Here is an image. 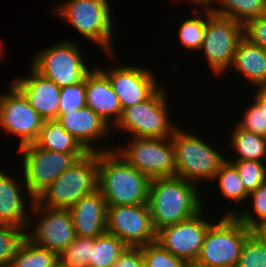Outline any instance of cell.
Listing matches in <instances>:
<instances>
[{"mask_svg":"<svg viewBox=\"0 0 266 267\" xmlns=\"http://www.w3.org/2000/svg\"><path fill=\"white\" fill-rule=\"evenodd\" d=\"M151 179L115 150L98 152V189L107 206L147 204Z\"/></svg>","mask_w":266,"mask_h":267,"instance_id":"1","label":"cell"},{"mask_svg":"<svg viewBox=\"0 0 266 267\" xmlns=\"http://www.w3.org/2000/svg\"><path fill=\"white\" fill-rule=\"evenodd\" d=\"M197 188L196 184L178 176L151 180L147 204L156 232L186 220L202 209Z\"/></svg>","mask_w":266,"mask_h":267,"instance_id":"2","label":"cell"},{"mask_svg":"<svg viewBox=\"0 0 266 267\" xmlns=\"http://www.w3.org/2000/svg\"><path fill=\"white\" fill-rule=\"evenodd\" d=\"M96 189L98 152H89L61 173L34 200L43 207L69 209Z\"/></svg>","mask_w":266,"mask_h":267,"instance_id":"3","label":"cell"},{"mask_svg":"<svg viewBox=\"0 0 266 267\" xmlns=\"http://www.w3.org/2000/svg\"><path fill=\"white\" fill-rule=\"evenodd\" d=\"M252 232L235 215H224L209 226L195 264L236 267L243 244Z\"/></svg>","mask_w":266,"mask_h":267,"instance_id":"4","label":"cell"},{"mask_svg":"<svg viewBox=\"0 0 266 267\" xmlns=\"http://www.w3.org/2000/svg\"><path fill=\"white\" fill-rule=\"evenodd\" d=\"M174 146L176 176L189 182L213 181L221 164L226 160L220 151L206 141L176 128L171 137Z\"/></svg>","mask_w":266,"mask_h":267,"instance_id":"5","label":"cell"},{"mask_svg":"<svg viewBox=\"0 0 266 267\" xmlns=\"http://www.w3.org/2000/svg\"><path fill=\"white\" fill-rule=\"evenodd\" d=\"M64 3L55 8L57 15L68 20L78 32L95 42L103 52H107L108 57H114L111 41L113 21L108 0H74Z\"/></svg>","mask_w":266,"mask_h":267,"instance_id":"6","label":"cell"},{"mask_svg":"<svg viewBox=\"0 0 266 267\" xmlns=\"http://www.w3.org/2000/svg\"><path fill=\"white\" fill-rule=\"evenodd\" d=\"M23 152L22 174L25 193L34 199L61 173L87 153H61L37 147L34 143L19 147Z\"/></svg>","mask_w":266,"mask_h":267,"instance_id":"7","label":"cell"},{"mask_svg":"<svg viewBox=\"0 0 266 267\" xmlns=\"http://www.w3.org/2000/svg\"><path fill=\"white\" fill-rule=\"evenodd\" d=\"M165 89L160 87L149 99L122 109L115 127L133 137L171 138L177 126L168 115Z\"/></svg>","mask_w":266,"mask_h":267,"instance_id":"8","label":"cell"},{"mask_svg":"<svg viewBox=\"0 0 266 267\" xmlns=\"http://www.w3.org/2000/svg\"><path fill=\"white\" fill-rule=\"evenodd\" d=\"M244 37V24L222 16L207 6V24L201 50L215 75L231 68L238 42Z\"/></svg>","mask_w":266,"mask_h":267,"instance_id":"9","label":"cell"},{"mask_svg":"<svg viewBox=\"0 0 266 267\" xmlns=\"http://www.w3.org/2000/svg\"><path fill=\"white\" fill-rule=\"evenodd\" d=\"M34 57L31 66L59 88L81 82L90 71L74 41L56 43Z\"/></svg>","mask_w":266,"mask_h":267,"instance_id":"10","label":"cell"},{"mask_svg":"<svg viewBox=\"0 0 266 267\" xmlns=\"http://www.w3.org/2000/svg\"><path fill=\"white\" fill-rule=\"evenodd\" d=\"M118 153L148 178L176 176L174 146L171 138L132 137Z\"/></svg>","mask_w":266,"mask_h":267,"instance_id":"11","label":"cell"},{"mask_svg":"<svg viewBox=\"0 0 266 267\" xmlns=\"http://www.w3.org/2000/svg\"><path fill=\"white\" fill-rule=\"evenodd\" d=\"M106 231L127 247H142L156 241L148 204L107 206Z\"/></svg>","mask_w":266,"mask_h":267,"instance_id":"12","label":"cell"},{"mask_svg":"<svg viewBox=\"0 0 266 267\" xmlns=\"http://www.w3.org/2000/svg\"><path fill=\"white\" fill-rule=\"evenodd\" d=\"M34 214H41L32 231H26L25 237L34 245L59 254L75 239L72 216L69 209L48 208L40 206L35 200L28 203ZM43 214V215H42ZM41 219V220H40Z\"/></svg>","mask_w":266,"mask_h":267,"instance_id":"13","label":"cell"},{"mask_svg":"<svg viewBox=\"0 0 266 267\" xmlns=\"http://www.w3.org/2000/svg\"><path fill=\"white\" fill-rule=\"evenodd\" d=\"M44 120L24 95L11 83L0 96V128L21 138L20 146L34 143Z\"/></svg>","mask_w":266,"mask_h":267,"instance_id":"14","label":"cell"},{"mask_svg":"<svg viewBox=\"0 0 266 267\" xmlns=\"http://www.w3.org/2000/svg\"><path fill=\"white\" fill-rule=\"evenodd\" d=\"M202 210L203 208L186 220L158 230L156 242L172 255L189 263H195L200 254L205 234L213 223L202 217Z\"/></svg>","mask_w":266,"mask_h":267,"instance_id":"15","label":"cell"},{"mask_svg":"<svg viewBox=\"0 0 266 267\" xmlns=\"http://www.w3.org/2000/svg\"><path fill=\"white\" fill-rule=\"evenodd\" d=\"M99 69L108 77L122 109L149 99L160 88L153 72L145 67L123 65Z\"/></svg>","mask_w":266,"mask_h":267,"instance_id":"16","label":"cell"},{"mask_svg":"<svg viewBox=\"0 0 266 267\" xmlns=\"http://www.w3.org/2000/svg\"><path fill=\"white\" fill-rule=\"evenodd\" d=\"M30 70L31 75L15 79L12 84L24 95L44 121L58 118L60 88L32 66Z\"/></svg>","mask_w":266,"mask_h":267,"instance_id":"17","label":"cell"},{"mask_svg":"<svg viewBox=\"0 0 266 267\" xmlns=\"http://www.w3.org/2000/svg\"><path fill=\"white\" fill-rule=\"evenodd\" d=\"M58 119L63 128L75 137L88 152H104L114 149L107 148L105 150L103 147L98 149L91 145L92 142L103 139L112 131L110 126L91 108L85 106L72 112H66L58 115Z\"/></svg>","mask_w":266,"mask_h":267,"instance_id":"18","label":"cell"},{"mask_svg":"<svg viewBox=\"0 0 266 267\" xmlns=\"http://www.w3.org/2000/svg\"><path fill=\"white\" fill-rule=\"evenodd\" d=\"M86 106L99 115L110 127L120 119L122 108L108 77L97 67L85 76ZM113 120H112V119ZM111 120V121H110Z\"/></svg>","mask_w":266,"mask_h":267,"instance_id":"19","label":"cell"},{"mask_svg":"<svg viewBox=\"0 0 266 267\" xmlns=\"http://www.w3.org/2000/svg\"><path fill=\"white\" fill-rule=\"evenodd\" d=\"M69 211L76 236L95 238L106 231L107 205L99 189L84 195Z\"/></svg>","mask_w":266,"mask_h":267,"instance_id":"20","label":"cell"},{"mask_svg":"<svg viewBox=\"0 0 266 267\" xmlns=\"http://www.w3.org/2000/svg\"><path fill=\"white\" fill-rule=\"evenodd\" d=\"M16 180L19 179L0 170V224H9L28 231L31 215L29 211L26 212V199L22 196L25 194L21 190L23 187Z\"/></svg>","mask_w":266,"mask_h":267,"instance_id":"21","label":"cell"},{"mask_svg":"<svg viewBox=\"0 0 266 267\" xmlns=\"http://www.w3.org/2000/svg\"><path fill=\"white\" fill-rule=\"evenodd\" d=\"M231 67L258 87L266 83V50L243 37L238 42Z\"/></svg>","mask_w":266,"mask_h":267,"instance_id":"22","label":"cell"},{"mask_svg":"<svg viewBox=\"0 0 266 267\" xmlns=\"http://www.w3.org/2000/svg\"><path fill=\"white\" fill-rule=\"evenodd\" d=\"M34 144L39 148L61 153H89L75 137L63 128L58 118L43 122Z\"/></svg>","mask_w":266,"mask_h":267,"instance_id":"23","label":"cell"},{"mask_svg":"<svg viewBox=\"0 0 266 267\" xmlns=\"http://www.w3.org/2000/svg\"><path fill=\"white\" fill-rule=\"evenodd\" d=\"M230 139L232 149L239 155L233 161H265L266 137L245 131L236 125Z\"/></svg>","mask_w":266,"mask_h":267,"instance_id":"24","label":"cell"},{"mask_svg":"<svg viewBox=\"0 0 266 267\" xmlns=\"http://www.w3.org/2000/svg\"><path fill=\"white\" fill-rule=\"evenodd\" d=\"M58 254L34 245L26 237L19 244L9 267H53Z\"/></svg>","mask_w":266,"mask_h":267,"instance_id":"25","label":"cell"},{"mask_svg":"<svg viewBox=\"0 0 266 267\" xmlns=\"http://www.w3.org/2000/svg\"><path fill=\"white\" fill-rule=\"evenodd\" d=\"M223 6L220 9L211 6L213 12L231 17L245 24L249 19L266 15V0H212Z\"/></svg>","mask_w":266,"mask_h":267,"instance_id":"26","label":"cell"},{"mask_svg":"<svg viewBox=\"0 0 266 267\" xmlns=\"http://www.w3.org/2000/svg\"><path fill=\"white\" fill-rule=\"evenodd\" d=\"M127 246L115 235L105 231L94 238L91 246L90 267H113L114 262Z\"/></svg>","mask_w":266,"mask_h":267,"instance_id":"27","label":"cell"},{"mask_svg":"<svg viewBox=\"0 0 266 267\" xmlns=\"http://www.w3.org/2000/svg\"><path fill=\"white\" fill-rule=\"evenodd\" d=\"M213 180H218L219 190L227 199L238 204L239 201L247 200L249 193L245 190L236 167L227 159L221 164Z\"/></svg>","mask_w":266,"mask_h":267,"instance_id":"28","label":"cell"},{"mask_svg":"<svg viewBox=\"0 0 266 267\" xmlns=\"http://www.w3.org/2000/svg\"><path fill=\"white\" fill-rule=\"evenodd\" d=\"M204 11L206 18H203L201 11L194 9L195 17L183 20L179 27L178 38L188 50H201L207 24V6Z\"/></svg>","mask_w":266,"mask_h":267,"instance_id":"29","label":"cell"},{"mask_svg":"<svg viewBox=\"0 0 266 267\" xmlns=\"http://www.w3.org/2000/svg\"><path fill=\"white\" fill-rule=\"evenodd\" d=\"M93 245L94 238L76 236L74 241L58 254V262L64 267H90Z\"/></svg>","mask_w":266,"mask_h":267,"instance_id":"30","label":"cell"},{"mask_svg":"<svg viewBox=\"0 0 266 267\" xmlns=\"http://www.w3.org/2000/svg\"><path fill=\"white\" fill-rule=\"evenodd\" d=\"M248 197L252 200L254 210L252 213H255L254 215L251 212L237 214L234 211H229L224 215H235L245 226L254 231L259 227L266 226V181L251 192Z\"/></svg>","mask_w":266,"mask_h":267,"instance_id":"31","label":"cell"},{"mask_svg":"<svg viewBox=\"0 0 266 267\" xmlns=\"http://www.w3.org/2000/svg\"><path fill=\"white\" fill-rule=\"evenodd\" d=\"M145 267H189L190 263L172 255L159 243L152 242L141 247Z\"/></svg>","mask_w":266,"mask_h":267,"instance_id":"32","label":"cell"},{"mask_svg":"<svg viewBox=\"0 0 266 267\" xmlns=\"http://www.w3.org/2000/svg\"><path fill=\"white\" fill-rule=\"evenodd\" d=\"M236 267H266V244L254 231L246 238Z\"/></svg>","mask_w":266,"mask_h":267,"instance_id":"33","label":"cell"},{"mask_svg":"<svg viewBox=\"0 0 266 267\" xmlns=\"http://www.w3.org/2000/svg\"><path fill=\"white\" fill-rule=\"evenodd\" d=\"M26 231L22 228L0 224V267H9L12 258L25 238Z\"/></svg>","mask_w":266,"mask_h":267,"instance_id":"34","label":"cell"},{"mask_svg":"<svg viewBox=\"0 0 266 267\" xmlns=\"http://www.w3.org/2000/svg\"><path fill=\"white\" fill-rule=\"evenodd\" d=\"M241 177L245 190L250 194L266 181V166L260 161H231Z\"/></svg>","mask_w":266,"mask_h":267,"instance_id":"35","label":"cell"},{"mask_svg":"<svg viewBox=\"0 0 266 267\" xmlns=\"http://www.w3.org/2000/svg\"><path fill=\"white\" fill-rule=\"evenodd\" d=\"M58 115L86 106L85 78L76 84L60 88Z\"/></svg>","mask_w":266,"mask_h":267,"instance_id":"36","label":"cell"},{"mask_svg":"<svg viewBox=\"0 0 266 267\" xmlns=\"http://www.w3.org/2000/svg\"><path fill=\"white\" fill-rule=\"evenodd\" d=\"M244 113L242 122L237 125L245 131L266 137V116L259 106L254 102Z\"/></svg>","mask_w":266,"mask_h":267,"instance_id":"37","label":"cell"},{"mask_svg":"<svg viewBox=\"0 0 266 267\" xmlns=\"http://www.w3.org/2000/svg\"><path fill=\"white\" fill-rule=\"evenodd\" d=\"M244 37L266 50V15L249 19L244 24Z\"/></svg>","mask_w":266,"mask_h":267,"instance_id":"38","label":"cell"},{"mask_svg":"<svg viewBox=\"0 0 266 267\" xmlns=\"http://www.w3.org/2000/svg\"><path fill=\"white\" fill-rule=\"evenodd\" d=\"M113 267H145L141 247H126Z\"/></svg>","mask_w":266,"mask_h":267,"instance_id":"39","label":"cell"},{"mask_svg":"<svg viewBox=\"0 0 266 267\" xmlns=\"http://www.w3.org/2000/svg\"><path fill=\"white\" fill-rule=\"evenodd\" d=\"M255 97H254V102L259 106L261 111L264 112V115L266 116V98L257 90Z\"/></svg>","mask_w":266,"mask_h":267,"instance_id":"40","label":"cell"},{"mask_svg":"<svg viewBox=\"0 0 266 267\" xmlns=\"http://www.w3.org/2000/svg\"><path fill=\"white\" fill-rule=\"evenodd\" d=\"M254 232L265 242L266 244V226H262L254 230Z\"/></svg>","mask_w":266,"mask_h":267,"instance_id":"41","label":"cell"},{"mask_svg":"<svg viewBox=\"0 0 266 267\" xmlns=\"http://www.w3.org/2000/svg\"><path fill=\"white\" fill-rule=\"evenodd\" d=\"M187 2L189 1V3H194L197 5L202 4L201 6H211L212 5V0H186Z\"/></svg>","mask_w":266,"mask_h":267,"instance_id":"42","label":"cell"},{"mask_svg":"<svg viewBox=\"0 0 266 267\" xmlns=\"http://www.w3.org/2000/svg\"><path fill=\"white\" fill-rule=\"evenodd\" d=\"M258 91L266 98V83L260 84Z\"/></svg>","mask_w":266,"mask_h":267,"instance_id":"43","label":"cell"},{"mask_svg":"<svg viewBox=\"0 0 266 267\" xmlns=\"http://www.w3.org/2000/svg\"><path fill=\"white\" fill-rule=\"evenodd\" d=\"M189 267H203V266L197 265L195 263H190V266Z\"/></svg>","mask_w":266,"mask_h":267,"instance_id":"44","label":"cell"},{"mask_svg":"<svg viewBox=\"0 0 266 267\" xmlns=\"http://www.w3.org/2000/svg\"><path fill=\"white\" fill-rule=\"evenodd\" d=\"M53 267H64L59 262H57Z\"/></svg>","mask_w":266,"mask_h":267,"instance_id":"45","label":"cell"},{"mask_svg":"<svg viewBox=\"0 0 266 267\" xmlns=\"http://www.w3.org/2000/svg\"><path fill=\"white\" fill-rule=\"evenodd\" d=\"M2 45L0 44V60L2 59V57H1V54H2V47H1Z\"/></svg>","mask_w":266,"mask_h":267,"instance_id":"46","label":"cell"}]
</instances>
